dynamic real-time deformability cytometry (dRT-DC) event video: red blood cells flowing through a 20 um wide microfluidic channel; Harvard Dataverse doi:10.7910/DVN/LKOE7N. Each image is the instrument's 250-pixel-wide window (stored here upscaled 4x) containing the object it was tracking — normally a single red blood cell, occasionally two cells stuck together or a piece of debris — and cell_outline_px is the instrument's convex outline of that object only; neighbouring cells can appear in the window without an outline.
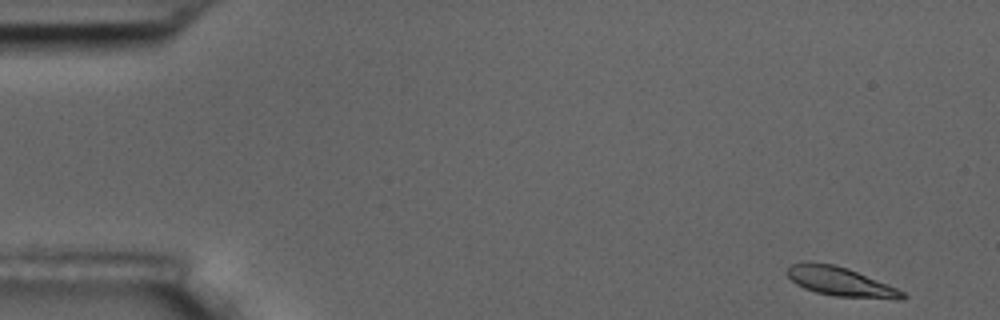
{"species": "common noctule bat (a hibernating species)", "species_latin": "Nyctalus noctula", "temperature_condition": "room temperature", "stored_images_in_passage": 4, "camera_frame_rate_fps": 3000, "um_per_image_px": 0.085, "animal": {"sex": "male", "body_mass_g": 17.5, "forearm_length_mm": 52.3}, "frame": {"image": 1, "passage_image": 1, "time_ms": 0.0, "image_size_px": [1000, 320], "cell_outline_px": [[908, 296], [904, 300], [896, 300], [832, 296], [816, 292], [804, 288], [796, 284], [784, 272], [792, 264], [808, 260], [836, 264], [848, 268], [888, 284], [904, 292]], "centroid_in_image_um": [71.45, 23.94], "position_along_channel_um": 13.6, "area_um2": 20.11}}